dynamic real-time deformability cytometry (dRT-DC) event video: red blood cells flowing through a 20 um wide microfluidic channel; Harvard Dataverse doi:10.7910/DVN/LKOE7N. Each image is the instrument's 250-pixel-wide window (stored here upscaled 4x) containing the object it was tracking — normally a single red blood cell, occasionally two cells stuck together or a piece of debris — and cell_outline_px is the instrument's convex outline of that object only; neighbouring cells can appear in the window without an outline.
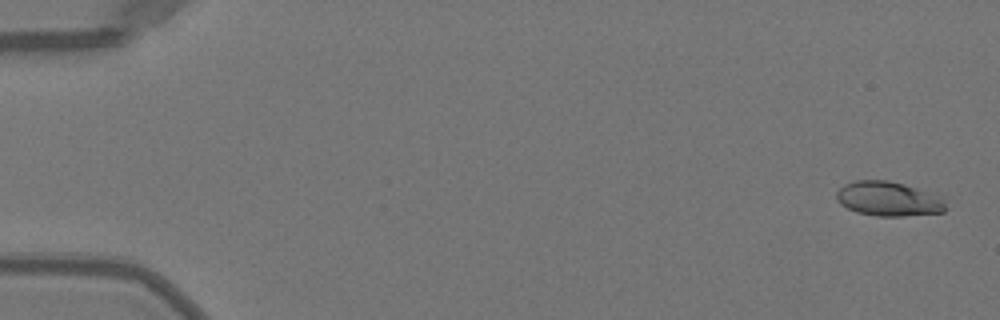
{"species": "Egyptian fruit bat (a non-hibernating species)", "species_latin": "Rousettus aegyptiacus", "temperature_condition": "warm", "stored_images_in_passage": 51, "camera_frame_rate_fps": 3000, "um_per_image_px": 0.085, "animal": {"sex": "female"}, "frame": {"image": 1, "passage_image": 2, "time_ms": 0.333, "image_size_px": [1000, 320], "cell_outline_px": [[948, 208], [944, 212], [904, 216], [876, 216], [856, 212], [840, 204], [836, 200], [836, 192], [844, 184], [856, 180], [888, 180], [904, 184], [944, 200]], "centroid_in_image_um": [75.46, 16.91], "position_along_channel_um": 9.5, "area_um2": 21.73}}
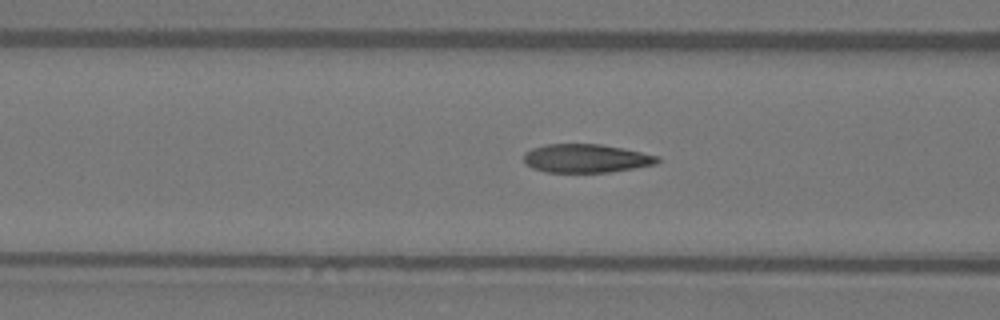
{"frame": {"image": 2, "passage_image": 21, "time_ms": 6.667, "image_size_px": [1000, 320], "cell_outline_px": [[660, 160], [656, 164], [636, 168], [612, 172], [544, 172], [532, 168], [524, 164], [524, 152], [532, 148], [548, 144], [600, 144], [660, 156]], "centroid_in_image_um": [49.8, 13.47], "position_along_channel_um": 116.8, "area_um2": 22.31}}
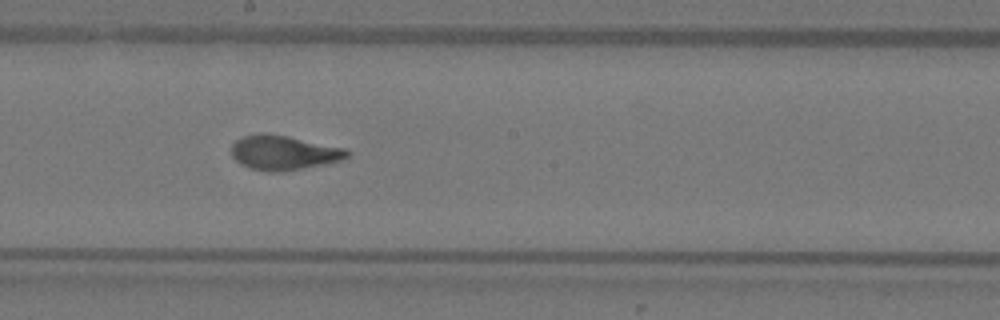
{"frame": {"image": 3, "passage_image": 29, "time_ms": 9.333, "image_size_px": [1000, 320], "cell_outline_px": [[352, 152], [348, 156], [340, 160], [324, 164], [280, 172], [268, 172], [248, 168], [240, 164], [232, 156], [232, 144], [236, 140], [244, 136], [260, 132], [264, 132], [288, 136], [344, 148]], "centroid_in_image_um": [24.08, 12.97], "position_along_channel_um": 224.1, "area_um2": 23.29}, "authors_computed_cell_mechanics": {"area_um2": 22.831, "velocity_mm_per_s": 4.035, "shape_relaxation_time_tau1_ms": 4.3427, "shape_relaxation_time_tau2_ms": 0.9022, "deformation_change_tau1": 0.2165, "deformation_change_tau2": 0.0722}}